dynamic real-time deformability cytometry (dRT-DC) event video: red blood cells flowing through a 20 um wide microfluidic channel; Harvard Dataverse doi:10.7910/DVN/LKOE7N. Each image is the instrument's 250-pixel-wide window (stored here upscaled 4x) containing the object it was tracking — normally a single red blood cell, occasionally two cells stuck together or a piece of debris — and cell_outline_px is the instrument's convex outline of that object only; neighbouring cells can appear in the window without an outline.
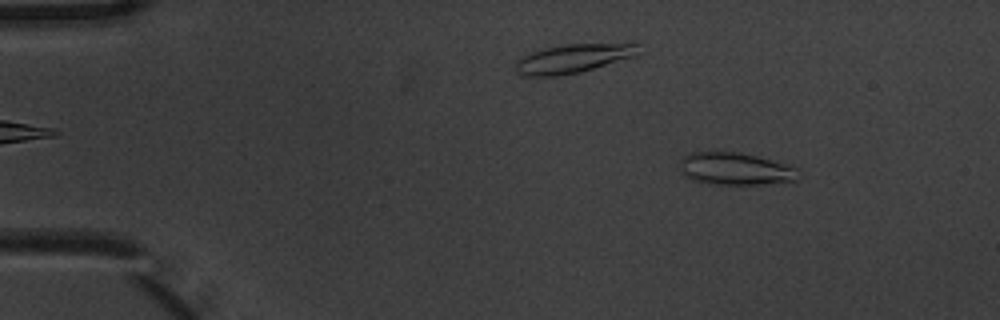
{"species": "common noctule bat (a hibernating species)", "species_latin": "Nyctalus noctula", "temperature_condition": "warm", "stored_images_in_passage": 4, "camera_frame_rate_fps": 3000, "um_per_image_px": 0.085, "animal": {"sex": "male", "body_mass_g": 20.1, "forearm_length_mm": 53.5}, "frame": {"image": 1, "passage_image": 2, "time_ms": 0.333, "image_size_px": [1000, 320], "cell_outline_px": [[800, 168], [796, 180], [764, 184], [708, 184], [692, 180], [684, 176], [680, 172], [680, 160], [684, 156], [692, 152], [740, 152], [756, 156]], "centroid_in_image_um": [62.47, 14.35], "position_along_channel_um": 22.5, "area_um2": 22.43}}